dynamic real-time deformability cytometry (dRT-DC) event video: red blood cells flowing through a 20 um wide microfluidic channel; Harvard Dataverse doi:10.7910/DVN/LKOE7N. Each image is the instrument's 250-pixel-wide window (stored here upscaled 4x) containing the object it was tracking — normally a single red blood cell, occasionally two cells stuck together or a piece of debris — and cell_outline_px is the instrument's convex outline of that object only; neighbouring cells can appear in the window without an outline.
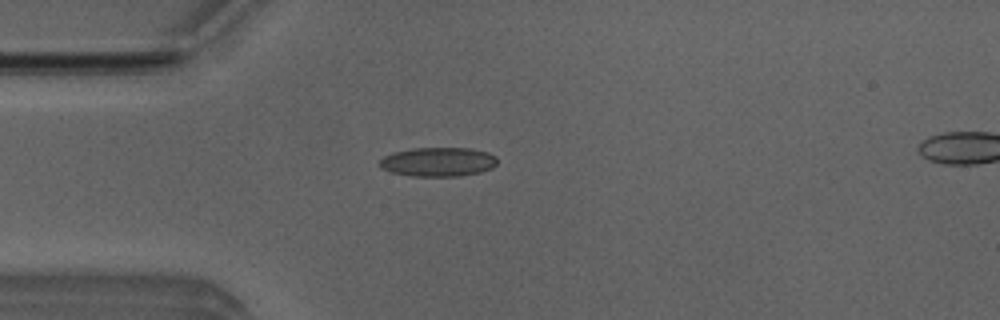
{"species": "Egyptian fruit bat (a non-hibernating species)", "species_latin": "Rousettus aegyptiacus", "temperature_condition": "room temperature", "stored_images_in_passage": 50, "camera_frame_rate_fps": 3000, "um_per_image_px": 0.085, "animal": {"sex": "male"}, "frame": {"image": 1, "passage_image": 13, "time_ms": 4.0, "image_size_px": [1000, 320], "cell_outline_px": [[496, 164], [492, 168], [480, 172], [460, 176], [412, 176], [392, 172], [380, 168], [380, 160], [384, 156], [396, 152], [412, 148], [468, 148], [488, 152], [496, 156]], "centroid_in_image_um": [37.25, 13.76], "position_along_channel_um": 47.7, "area_um2": 19.88}}
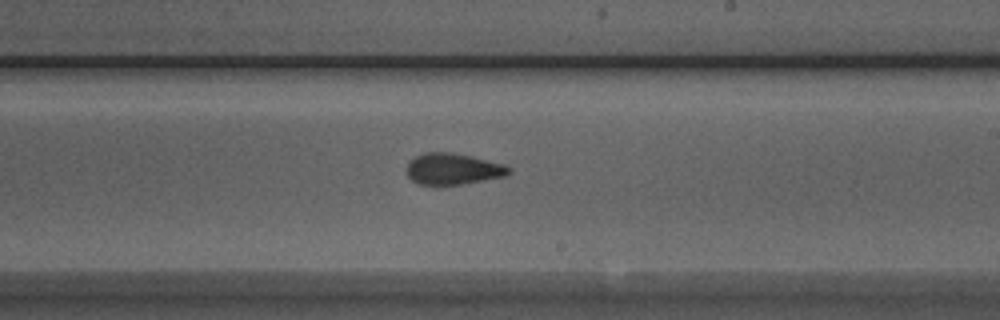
{"frame": {"image": 2, "passage_image": 29, "time_ms": 9.333, "image_size_px": [1000, 320], "cell_outline_px": [[512, 172], [504, 176], [460, 184], [416, 184], [408, 176], [408, 164], [416, 156], [424, 152], [452, 152], [504, 164], [512, 168]], "centroid_in_image_um": [38.52, 14.35], "position_along_channel_um": 250.5, "area_um2": 18.32}}
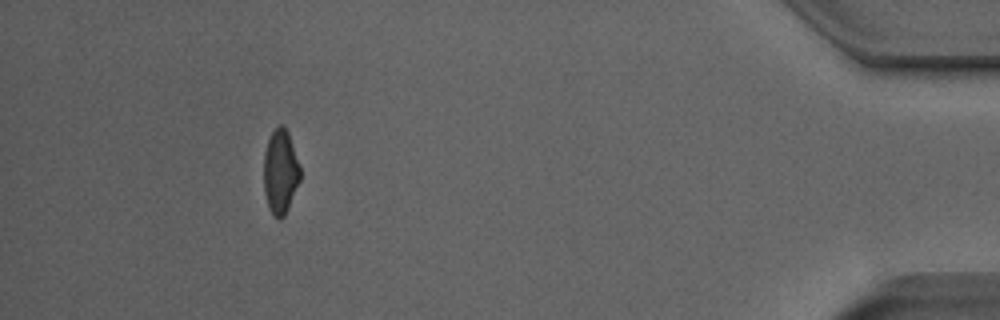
{"frame": {"image": 3, "passage_image": 46, "time_ms": 15.0, "image_size_px": [1000, 320], "cell_outline_px": [[300, 180], [288, 208], [284, 216], [280, 220], [272, 216], [268, 208], [264, 192], [264, 152], [268, 140], [272, 132], [280, 124], [288, 132], [300, 168]], "centroid_in_image_um": [23.82, 14.65], "position_along_channel_um": 411.4, "area_um2": 17.8}, "authors_computed_cell_mechanics": {"area_um2": 18.6405, "velocity_mm_per_s": 4.0168, "shape_relaxation_time_tau1_ms": null, "shape_relaxation_time_tau2_ms": 1.5848, "deformation_change_tau1": null, "deformation_change_tau2": 0.0869}}